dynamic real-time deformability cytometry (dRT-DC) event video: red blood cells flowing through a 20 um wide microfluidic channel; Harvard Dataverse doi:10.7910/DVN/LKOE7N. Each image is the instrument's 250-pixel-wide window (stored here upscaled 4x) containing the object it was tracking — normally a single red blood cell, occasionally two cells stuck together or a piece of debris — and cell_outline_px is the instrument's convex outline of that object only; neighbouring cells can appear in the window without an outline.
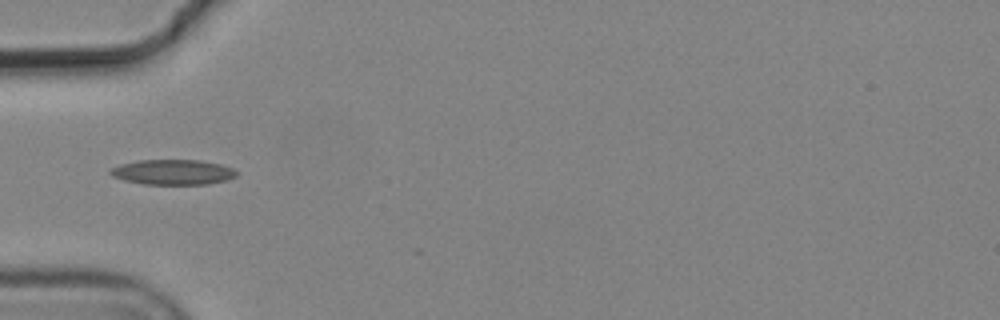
{"species": "common noctule bat (a hibernating species)", "species_latin": "Nyctalus noctula", "temperature_condition": "cold", "stored_images_in_passage": 2, "camera_frame_rate_fps": 3000, "um_per_image_px": 0.085, "animal": {"sex": "male", "body_mass_g": 19.2, "forearm_length_mm": 51.8}, "frame": {"image": 1, "passage_image": 2, "time_ms": 0.333, "image_size_px": [1000, 320], "cell_outline_px": [[236, 176], [228, 180], [208, 184], [144, 184], [124, 180], [112, 176], [108, 172], [112, 168], [120, 164], [140, 160], [200, 160], [220, 164], [232, 168], [236, 172]], "centroid_in_image_um": [14.69, 14.63], "position_along_channel_um": 70.3, "area_um2": 18.44}}